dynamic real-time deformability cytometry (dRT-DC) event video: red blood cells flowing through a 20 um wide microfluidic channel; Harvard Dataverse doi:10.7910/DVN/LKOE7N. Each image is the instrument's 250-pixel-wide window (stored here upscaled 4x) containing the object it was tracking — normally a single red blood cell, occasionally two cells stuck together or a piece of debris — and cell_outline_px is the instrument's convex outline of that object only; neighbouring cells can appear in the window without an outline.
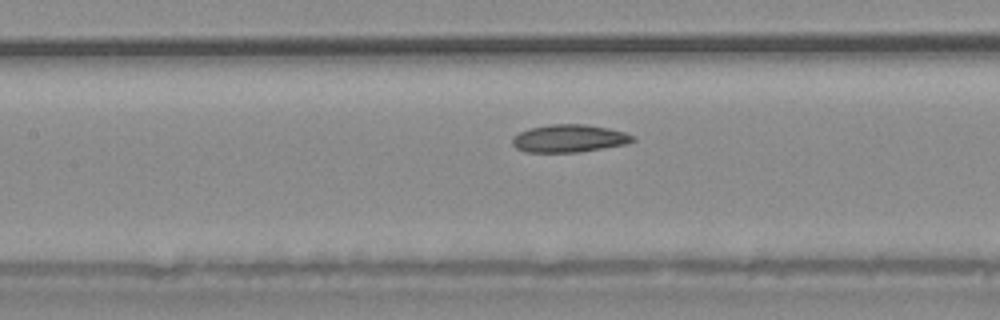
{"species": "common noctule bat (a hibernating species)", "species_latin": "Nyctalus noctula", "temperature_condition": "warm", "stored_images_in_passage": 30, "camera_frame_rate_fps": 3000, "um_per_image_px": 0.085, "animal": {"sex": "male", "body_mass_g": 20.4}, "frame": {"image": 1, "passage_image": 9, "time_ms": 2.667, "image_size_px": [1000, 320], "cell_outline_px": [[636, 140], [628, 144], [580, 152], [524, 152], [516, 148], [512, 144], [512, 140], [520, 132], [528, 128], [548, 124], [584, 124], [608, 128], [624, 132], [636, 136]], "centroid_in_image_um": [48.41, 11.77], "position_along_channel_um": 159.0, "area_um2": 19.59}}